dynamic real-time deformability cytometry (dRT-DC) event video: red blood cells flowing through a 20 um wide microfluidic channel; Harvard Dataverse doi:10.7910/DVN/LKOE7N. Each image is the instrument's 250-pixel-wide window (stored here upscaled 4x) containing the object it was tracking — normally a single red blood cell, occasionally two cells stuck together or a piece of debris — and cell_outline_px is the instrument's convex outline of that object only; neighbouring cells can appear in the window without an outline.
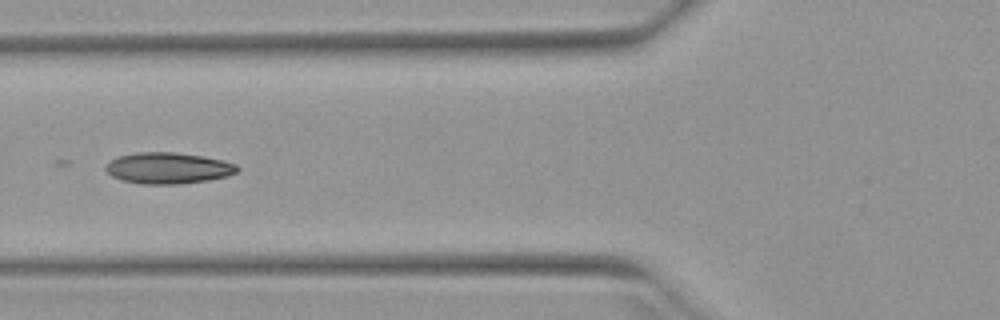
{"species": "Egyptian fruit bat (a non-hibernating species)", "species_latin": "Rousettus aegyptiacus", "temperature_condition": "warm", "stored_images_in_passage": 22, "camera_frame_rate_fps": 3000, "um_per_image_px": 0.085, "animal": {"sex": "female"}, "frame": {"image": 1, "passage_image": 4, "time_ms": 1.0, "image_size_px": [1000, 320], "cell_outline_px": [[232, 168], [228, 172], [216, 176], [192, 180], [136, 180], [136, 156], [188, 156], [212, 160], [224, 164]], "centroid_in_image_um": [15.08, 14.29], "position_along_channel_um": 110.7, "area_um2": 14.05}}
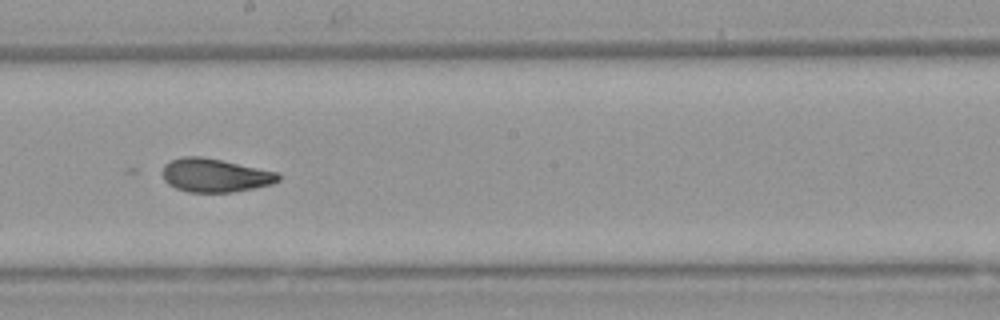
{"frame": {"image": 2, "passage_image": 13, "time_ms": 4.0, "image_size_px": [1000, 320], "cell_outline_px": [[276, 176], [272, 180], [256, 184], [236, 188], [192, 188], [188, 160], [208, 160], [228, 164]], "centroid_in_image_um": [18.99, 14.91], "position_along_channel_um": 229.2, "area_um2": 12.37}}
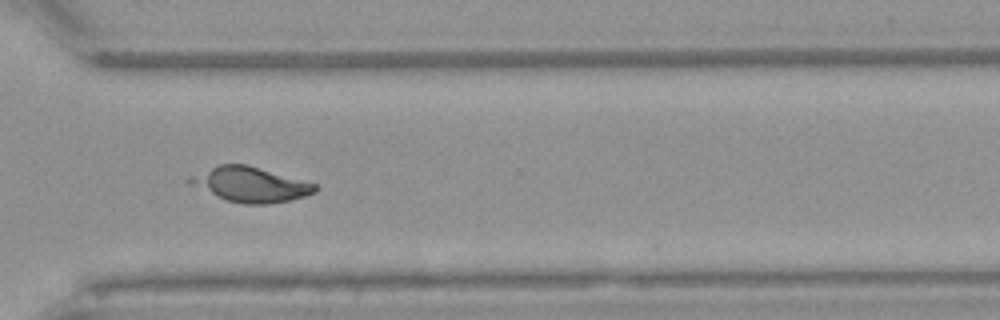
{"frame": {"image": 3, "passage_image": 22, "time_ms": 7.0, "image_size_px": [1000, 320], "cell_outline_px": [[312, 188], [308, 192], [276, 200], [236, 200], [224, 196], [240, 168], [252, 168]], "centroid_in_image_um": [22.3, 15.86], "position_along_channel_um": 348.3, "area_um2": 13.01}}